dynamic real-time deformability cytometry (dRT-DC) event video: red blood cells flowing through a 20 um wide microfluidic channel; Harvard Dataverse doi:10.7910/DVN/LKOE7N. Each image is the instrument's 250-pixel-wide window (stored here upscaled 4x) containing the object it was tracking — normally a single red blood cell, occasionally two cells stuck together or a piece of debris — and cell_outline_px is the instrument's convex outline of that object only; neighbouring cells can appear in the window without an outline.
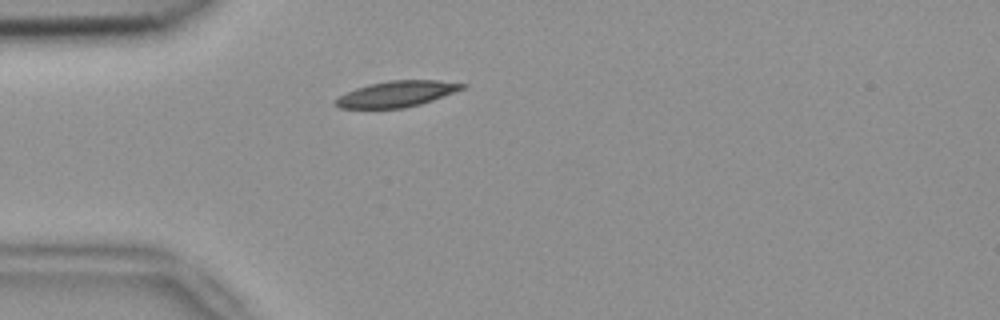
{"species": "common noctule bat (a hibernating species)", "species_latin": "Nyctalus noctula", "temperature_condition": "room temperature", "stored_images_in_passage": 41, "camera_frame_rate_fps": 3000, "um_per_image_px": 0.085, "animal": {"sex": "female", "body_mass_g": 18.4}, "frame": {"image": 1, "passage_image": 3, "time_ms": 0.667, "image_size_px": [1000, 320], "cell_outline_px": [[468, 84], [464, 88], [432, 100], [420, 104], [404, 108], [340, 108], [332, 104], [332, 100], [356, 88], [368, 84], [388, 80], [440, 80]], "centroid_in_image_um": [33.69, 7.98], "position_along_channel_um": 51.3, "area_um2": 19.13}}
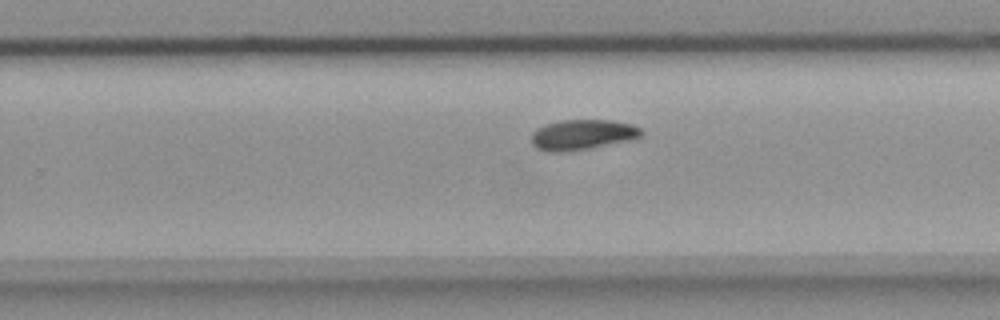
{"frame": {"image": 2, "passage_image": 22, "time_ms": 7.0, "image_size_px": [1000, 320], "cell_outline_px": [[644, 136], [628, 140], [588, 148], [556, 152], [552, 152], [536, 148], [532, 144], [532, 132], [536, 128], [544, 124], [560, 120], [612, 120], [632, 124], [640, 128], [644, 132]], "centroid_in_image_um": [49.5, 11.42], "position_along_channel_um": 280.3, "area_um2": 19.31}}
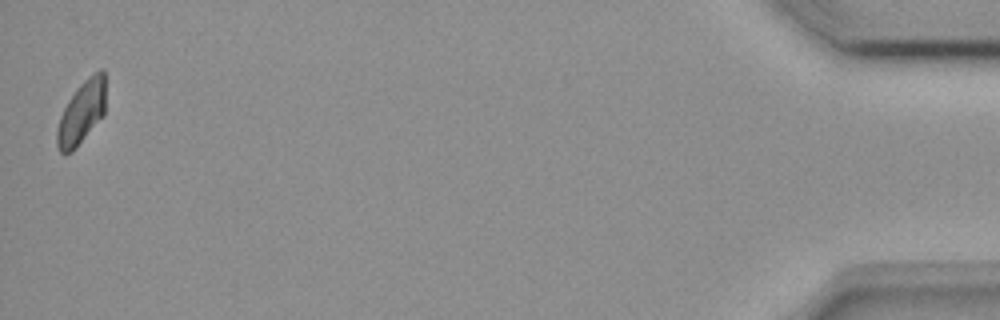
{"frame": {"image": 3, "passage_image": 41, "time_ms": 13.333, "image_size_px": [1000, 320], "cell_outline_px": [[104, 116], [76, 148], [72, 152], [60, 152], [56, 144], [56, 128], [60, 116], [68, 100], [76, 88], [88, 76], [100, 68], [104, 68]], "centroid_in_image_um": [6.92, 9.56], "position_along_channel_um": 428.3, "area_um2": 17.98}, "authors_computed_cell_mechanics": {"area_um2": 18.9006, "velocity_mm_per_s": 3.7907, "shape_relaxation_time_tau1_ms": 3.518, "shape_relaxation_time_tau2_ms": null, "deformation_change_tau1": 0.1086, "deformation_change_tau2": null}}